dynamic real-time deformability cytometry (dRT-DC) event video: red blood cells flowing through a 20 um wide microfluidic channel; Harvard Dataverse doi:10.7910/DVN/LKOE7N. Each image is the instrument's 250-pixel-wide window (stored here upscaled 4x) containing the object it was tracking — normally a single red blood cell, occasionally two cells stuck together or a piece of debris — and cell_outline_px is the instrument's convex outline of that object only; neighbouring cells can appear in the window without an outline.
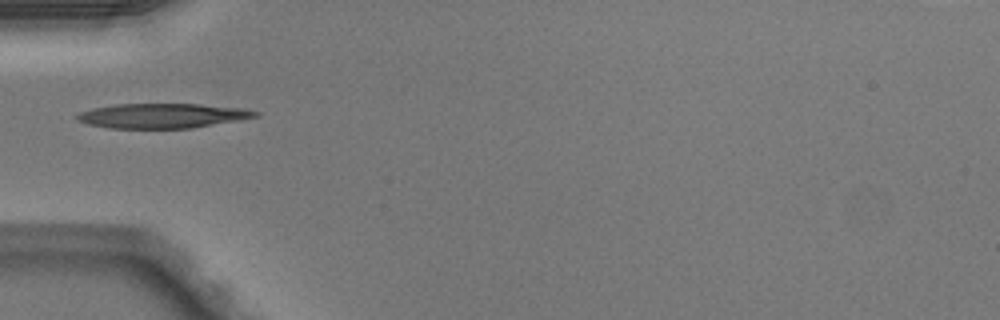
{"species": "Egyptian fruit bat (a non-hibernating species)", "species_latin": "Rousettus aegyptiacus", "temperature_condition": "warm", "stored_images_in_passage": 27, "camera_frame_rate_fps": 3000, "um_per_image_px": 0.085, "animal": {"sex": "male"}, "frame": {"image": 1, "passage_image": 1, "time_ms": 0.0, "image_size_px": [1000, 320], "cell_outline_px": [[260, 116], [240, 120], [192, 128], [108, 128], [88, 124], [76, 120], [76, 116], [80, 112], [92, 108], [116, 104], [200, 104], [244, 108], [260, 112]], "centroid_in_image_um": [13.83, 9.84], "position_along_channel_um": 71.2, "area_um2": 25.78}}
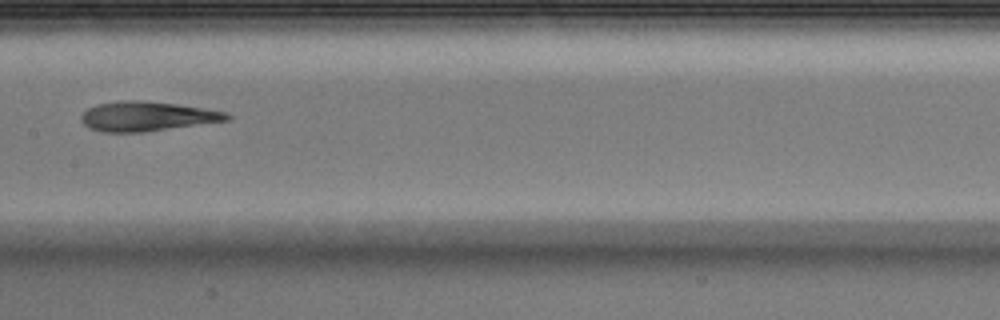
{"frame": {"image": 2, "passage_image": 10, "time_ms": 3.0, "image_size_px": [1000, 320], "cell_outline_px": [[232, 116], [228, 120], [144, 132], [104, 132], [88, 128], [80, 120], [80, 116], [88, 108], [96, 104], [124, 100], [144, 100], [176, 104], [224, 112]], "centroid_in_image_um": [12.42, 9.89], "position_along_channel_um": 195.0, "area_um2": 24.91}}
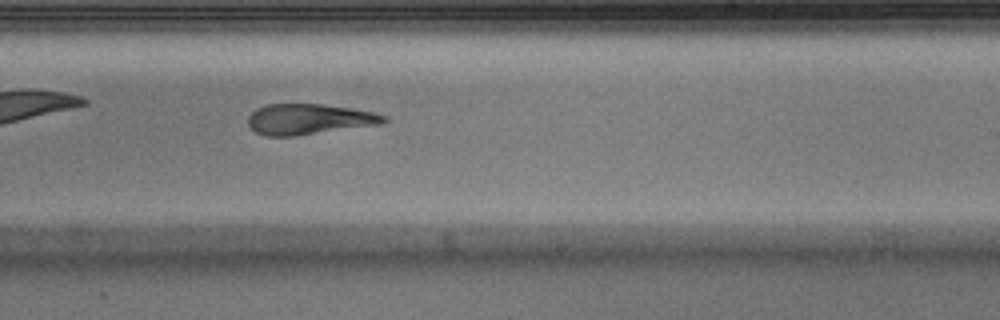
{"frame": {"image": 3, "passage_image": 15, "time_ms": 4.667, "image_size_px": [1000, 320], "cell_outline_px": [[388, 120], [384, 124], [292, 136], [268, 136], [256, 132], [248, 124], [248, 116], [256, 108], [264, 104], [324, 104], [352, 108], [376, 112], [388, 116]], "centroid_in_image_um": [26.32, 10.12], "position_along_channel_um": 262.7, "area_um2": 24.45}, "authors_computed_cell_mechanics": {"area_um2": 24.854, "velocity_mm_per_s": 4.0922, "shape_relaxation_time_tau1_ms": 5.4353, "shape_relaxation_time_tau2_ms": 2.1017, "deformation_change_tau1": 0.2228, "deformation_change_tau2": 0.1284}}